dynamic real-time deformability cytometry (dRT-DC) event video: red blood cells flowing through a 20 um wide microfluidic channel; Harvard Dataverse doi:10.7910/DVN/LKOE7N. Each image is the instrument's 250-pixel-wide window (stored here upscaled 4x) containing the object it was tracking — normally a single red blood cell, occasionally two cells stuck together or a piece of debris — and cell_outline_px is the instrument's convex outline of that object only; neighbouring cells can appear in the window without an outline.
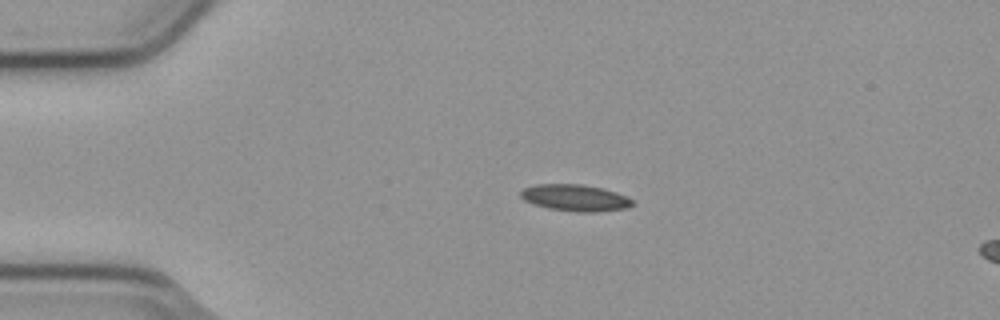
{"species": "common noctule bat (a hibernating species)", "species_latin": "Nyctalus noctula", "temperature_condition": "cold", "stored_images_in_passage": 6, "camera_frame_rate_fps": 3000, "um_per_image_px": 0.085, "animal": {"sex": "male", "body_mass_g": 23.1, "forearm_length_mm": 52.7}, "frame": {"image": 1, "passage_image": 1, "time_ms": 0.0, "image_size_px": [1000, 320], "cell_outline_px": [[636, 204], [628, 208], [596, 212], [580, 212], [548, 208], [532, 204], [524, 200], [520, 196], [520, 192], [524, 188], [536, 184], [580, 184], [604, 188], [616, 192], [632, 200]], "centroid_in_image_um": [48.89, 16.81], "position_along_channel_um": 36.1, "area_um2": 17.4}}